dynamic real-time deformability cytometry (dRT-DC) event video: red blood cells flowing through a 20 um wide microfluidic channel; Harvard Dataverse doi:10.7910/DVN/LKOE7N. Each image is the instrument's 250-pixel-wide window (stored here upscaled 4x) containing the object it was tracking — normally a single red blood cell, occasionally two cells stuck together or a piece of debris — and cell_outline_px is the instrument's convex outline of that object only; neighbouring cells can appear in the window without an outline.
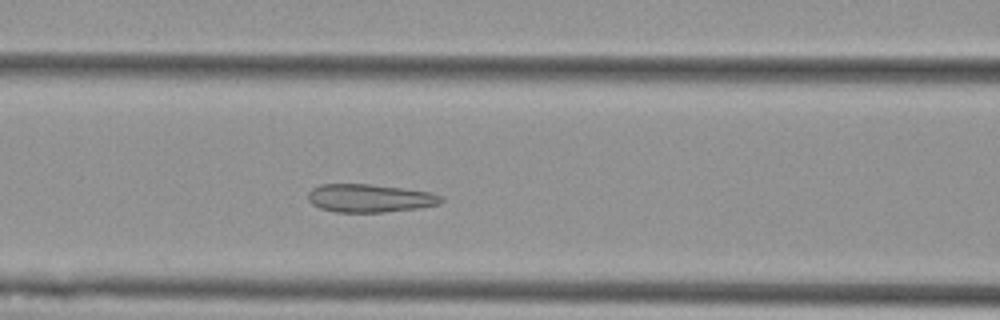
{"species": "Egyptian fruit bat (a non-hibernating species)", "species_latin": "Rousettus aegyptiacus", "temperature_condition": "cold", "stored_images_in_passage": 26, "camera_frame_rate_fps": 3000, "um_per_image_px": 0.085, "animal": {"sex": "female"}, "frame": {"image": 1, "passage_image": 16, "time_ms": 5.0, "image_size_px": [1000, 320], "cell_outline_px": [[444, 200], [440, 204], [420, 208], [384, 212], [336, 212], [320, 208], [312, 204], [308, 200], [308, 192], [312, 188], [320, 184], [368, 184], [432, 192], [444, 196]], "centroid_in_image_um": [31.45, 16.85], "position_along_channel_um": 135.1, "area_um2": 21.96}}
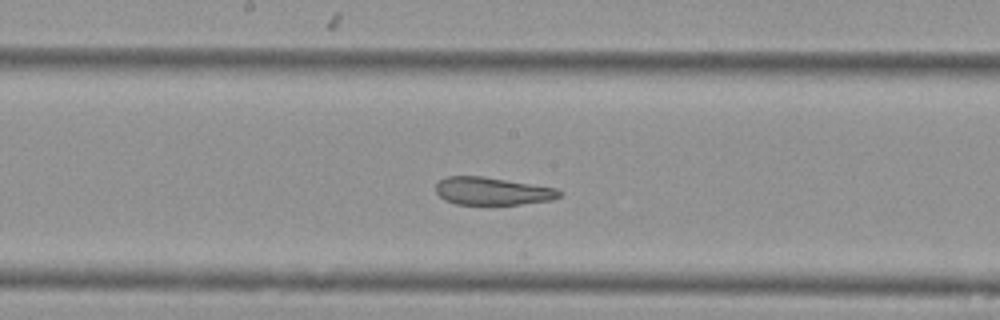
{"frame": {"image": 2, "passage_image": 22, "time_ms": 7.0, "image_size_px": [1000, 320], "cell_outline_px": [[564, 192], [560, 196], [552, 200], [520, 204], [456, 204], [444, 200], [436, 192], [436, 184], [440, 180], [448, 176], [480, 176], [556, 188]], "centroid_in_image_um": [41.85, 16.25], "position_along_channel_um": 206.4, "area_um2": 19.77}}
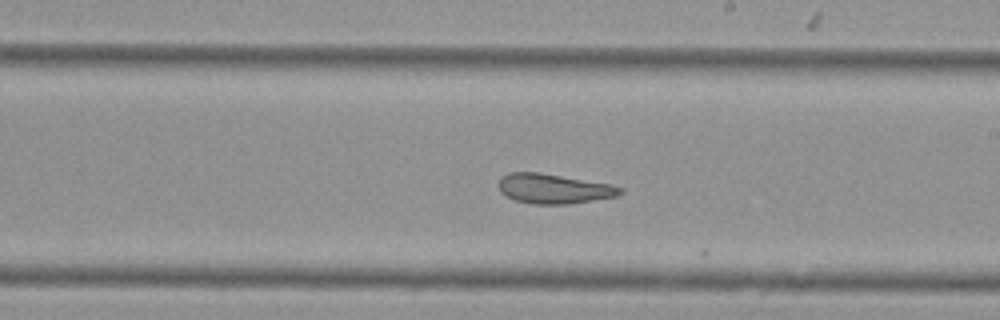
{"frame": {"image": 3, "passage_image": 25, "time_ms": 8.0, "image_size_px": [1000, 320], "cell_outline_px": [[624, 192], [616, 196], [568, 204], [532, 204], [516, 200], [500, 192], [500, 176], [508, 172], [540, 172], [612, 184], [624, 188]], "centroid_in_image_um": [47.09, 16.02], "position_along_channel_um": 241.9, "area_um2": 21.1}}